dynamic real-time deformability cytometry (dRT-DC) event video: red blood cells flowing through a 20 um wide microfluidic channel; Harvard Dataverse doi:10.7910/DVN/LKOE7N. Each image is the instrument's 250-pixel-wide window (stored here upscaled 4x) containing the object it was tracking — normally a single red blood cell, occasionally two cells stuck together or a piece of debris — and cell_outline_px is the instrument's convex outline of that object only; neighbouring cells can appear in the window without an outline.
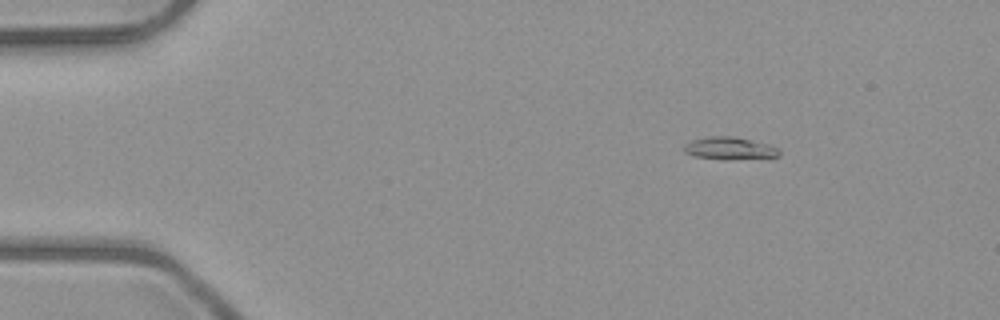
{"species": "common noctule bat (a hibernating species)", "species_latin": "Nyctalus noctula", "temperature_condition": "room temperature", "stored_images_in_passage": 4, "camera_frame_rate_fps": 3000, "um_per_image_px": 0.085, "animal": {"sex": "male", "body_mass_g": 23.1, "forearm_length_mm": 52.7}, "frame": {"image": 1, "passage_image": 2, "time_ms": 1.0, "image_size_px": [1000, 320], "cell_outline_px": [[780, 156], [728, 160], [724, 160], [696, 156], [684, 152], [684, 144], [692, 140], [708, 136], [732, 136], [772, 144], [780, 152]], "centroid_in_image_um": [62.03, 12.6], "position_along_channel_um": 23.0, "area_um2": 12.54}}